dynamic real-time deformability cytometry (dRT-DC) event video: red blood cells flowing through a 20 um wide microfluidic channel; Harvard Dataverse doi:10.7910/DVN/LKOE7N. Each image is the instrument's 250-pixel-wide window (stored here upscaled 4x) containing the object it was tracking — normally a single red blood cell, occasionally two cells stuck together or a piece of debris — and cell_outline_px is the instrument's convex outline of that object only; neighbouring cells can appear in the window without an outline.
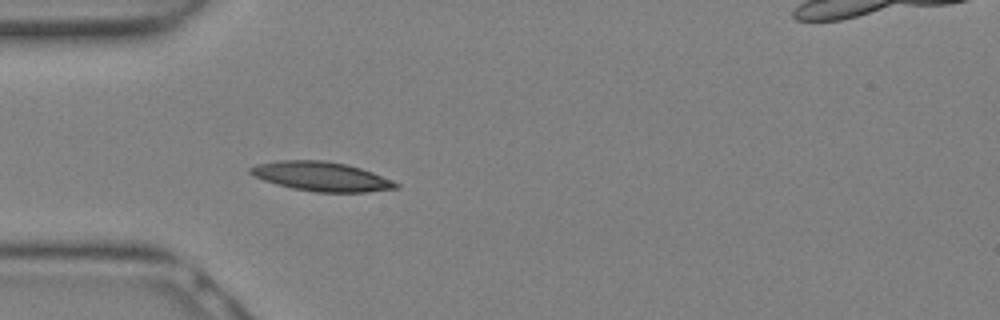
{"species": "Egyptian fruit bat (a non-hibernating species)", "species_latin": "Rousettus aegyptiacus", "temperature_condition": "warm", "stored_images_in_passage": 7, "camera_frame_rate_fps": 3000, "um_per_image_px": 0.085, "animal": {"sex": "female"}, "frame": {"image": 1, "passage_image": 5, "time_ms": 1.333, "image_size_px": [1000, 320], "cell_outline_px": [[400, 188], [368, 192], [316, 192], [292, 188], [276, 184], [264, 180], [248, 172], [248, 168], [256, 164], [276, 160], [324, 160], [348, 164], [372, 172], [392, 180], [400, 184]], "centroid_in_image_um": [27.33, 14.99], "position_along_channel_um": 57.7, "area_um2": 24.97}}
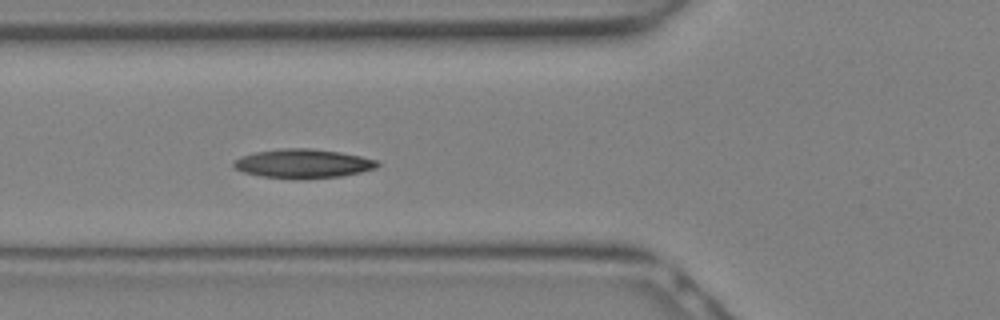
{"frame": {"image": 2, "passage_image": 7, "time_ms": 2.0, "image_size_px": [1000, 320], "cell_outline_px": [[380, 164], [376, 168], [360, 172], [340, 176], [296, 180], [260, 176], [244, 172], [236, 168], [232, 164], [240, 156], [256, 152], [284, 148], [312, 148], [340, 152], [360, 156], [376, 160]], "centroid_in_image_um": [25.75, 13.91], "position_along_channel_um": 100.0, "area_um2": 24.33}}